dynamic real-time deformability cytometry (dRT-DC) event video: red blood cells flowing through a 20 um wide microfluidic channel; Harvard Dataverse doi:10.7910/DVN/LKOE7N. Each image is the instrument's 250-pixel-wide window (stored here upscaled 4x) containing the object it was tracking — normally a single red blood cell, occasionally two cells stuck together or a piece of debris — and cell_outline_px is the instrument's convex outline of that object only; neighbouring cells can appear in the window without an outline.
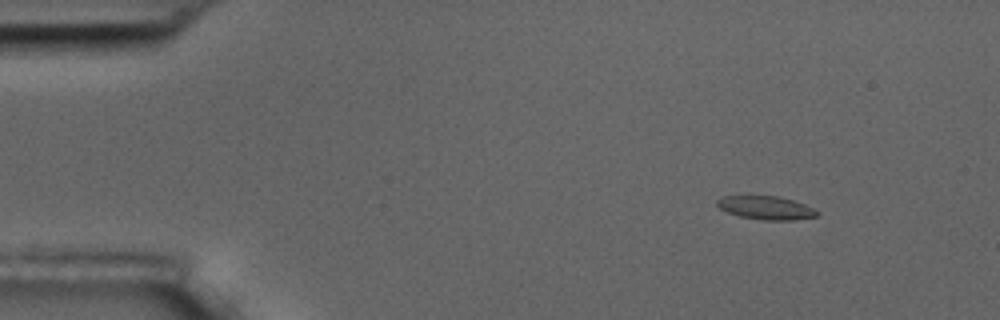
{"species": "common noctule bat (a hibernating species)", "species_latin": "Nyctalus noctula", "temperature_condition": "room temperature", "stored_images_in_passage": 4, "camera_frame_rate_fps": 3000, "um_per_image_px": 0.085, "animal": {"sex": "male", "body_mass_g": 17.5, "forearm_length_mm": 52.3}, "frame": {"image": 1, "passage_image": 1, "time_ms": 0.0, "image_size_px": [1000, 320], "cell_outline_px": [[820, 212], [816, 216], [792, 220], [764, 220], [740, 216], [728, 212], [720, 208], [716, 204], [716, 200], [724, 196], [780, 196], [804, 204]], "centroid_in_image_um": [65.1, 17.66], "position_along_channel_um": 19.9, "area_um2": 13.47}}
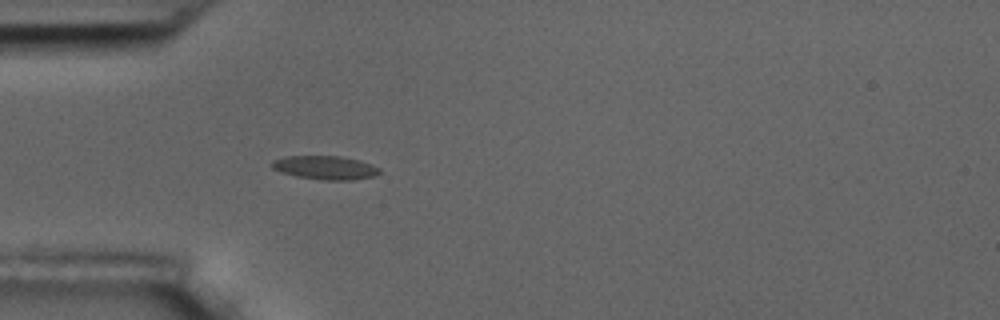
{"frame": {"image": 2, "passage_image": 4, "time_ms": 3.333, "image_size_px": [1000, 320], "cell_outline_px": [[380, 172], [372, 176], [352, 180], [320, 180], [296, 176], [280, 172], [272, 168], [268, 164], [272, 160], [284, 156], [340, 156], [360, 160], [372, 164], [380, 168]], "centroid_in_image_um": [27.59, 14.24], "position_along_channel_um": 57.4, "area_um2": 15.03}}